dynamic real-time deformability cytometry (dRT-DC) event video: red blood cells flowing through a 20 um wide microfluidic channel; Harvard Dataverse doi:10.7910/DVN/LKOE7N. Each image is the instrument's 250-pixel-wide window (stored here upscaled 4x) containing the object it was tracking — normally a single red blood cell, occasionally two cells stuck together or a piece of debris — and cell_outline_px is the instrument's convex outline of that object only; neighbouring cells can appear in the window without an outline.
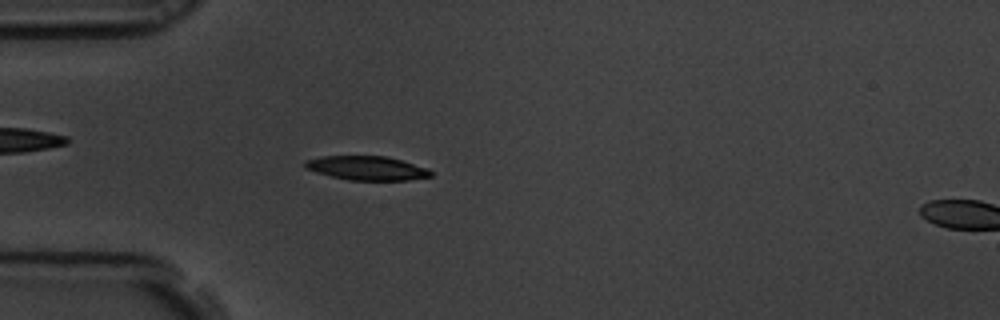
{"species": "common noctule bat (a hibernating species)", "species_latin": "Nyctalus noctula", "temperature_condition": "room temperature", "stored_images_in_passage": 44, "camera_frame_rate_fps": 3000, "um_per_image_px": 0.085, "animal": {"sex": "male", "body_mass_g": 19.5, "forearm_length_mm": 54.6}, "frame": {"image": 1, "passage_image": 3, "time_ms": 0.667, "image_size_px": [1000, 320], "cell_outline_px": [[432, 176], [408, 180], [348, 180], [316, 172], [304, 168], [304, 160], [320, 156], [388, 156], [428, 168], [432, 172]], "centroid_in_image_um": [31.17, 14.28], "position_along_channel_um": 53.8, "area_um2": 17.69}}
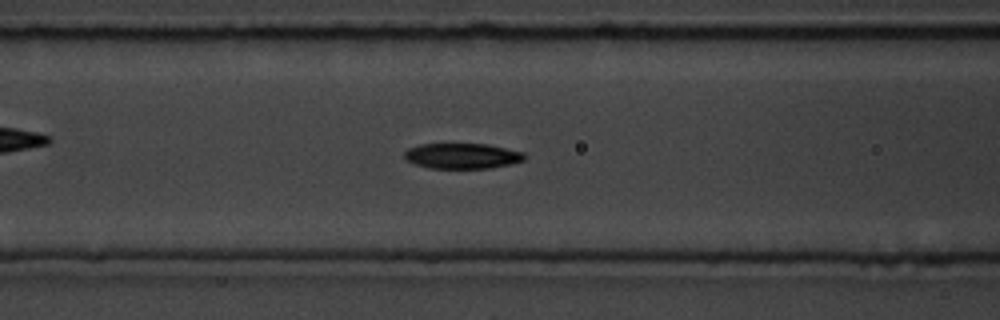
{"frame": {"image": 2, "passage_image": 10, "time_ms": 3.0, "image_size_px": [1000, 320], "cell_outline_px": [[528, 156], [524, 160], [512, 164], [488, 168], [428, 168], [404, 160], [404, 152], [408, 148], [420, 144], [488, 144], [524, 152]], "centroid_in_image_um": [39.3, 13.25], "position_along_channel_um": 127.3, "area_um2": 17.98}}
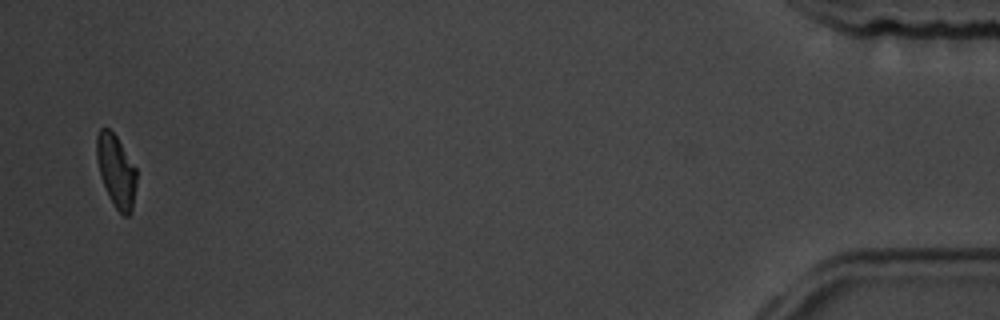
{"frame": {"image": 3, "passage_image": 43, "time_ms": 14.0, "image_size_px": [1000, 320], "cell_outline_px": [[136, 184], [132, 212], [128, 216], [124, 216], [116, 208], [108, 196], [100, 176], [96, 156], [96, 136], [100, 128], [108, 128], [116, 136], [136, 168]], "centroid_in_image_um": [9.86, 14.54], "position_along_channel_um": 425.3, "area_um2": 16.82}, "authors_computed_cell_mechanics": {"area_um2": 18.0047, "velocity_mm_per_s": 3.499, "shape_relaxation_time_tau1_ms": 2.8047, "shape_relaxation_time_tau2_ms": 3.903, "deformation_change_tau1": 0.1267, "deformation_change_tau2": 0.0982}}